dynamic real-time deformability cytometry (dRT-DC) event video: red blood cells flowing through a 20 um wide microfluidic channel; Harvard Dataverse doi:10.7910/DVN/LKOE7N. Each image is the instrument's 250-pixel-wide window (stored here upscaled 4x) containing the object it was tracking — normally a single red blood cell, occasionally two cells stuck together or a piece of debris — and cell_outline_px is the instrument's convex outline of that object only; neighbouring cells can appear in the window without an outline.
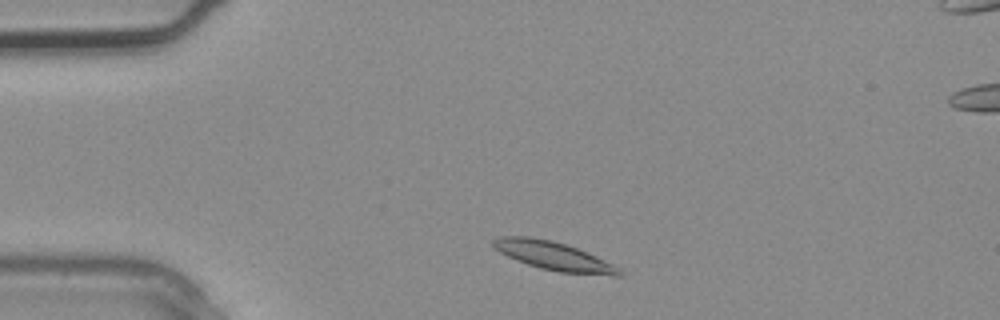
{"species": "common noctule bat (a hibernating species)", "species_latin": "Nyctalus noctula", "temperature_condition": "warm", "stored_images_in_passage": 2, "camera_frame_rate_fps": 3000, "um_per_image_px": 0.085, "animal": {"sex": "male", "body_mass_g": 20.4}, "frame": {"image": 1, "passage_image": 1, "time_ms": 0.0, "image_size_px": [1000, 320], "cell_outline_px": [[624, 276], [616, 276], [560, 272], [540, 268], [516, 260], [500, 252], [492, 244], [492, 240], [500, 236], [528, 236], [552, 240], [588, 252], [620, 268], [624, 272]], "centroid_in_image_um": [47.09, 21.76], "position_along_channel_um": 37.9, "area_um2": 20.87}}